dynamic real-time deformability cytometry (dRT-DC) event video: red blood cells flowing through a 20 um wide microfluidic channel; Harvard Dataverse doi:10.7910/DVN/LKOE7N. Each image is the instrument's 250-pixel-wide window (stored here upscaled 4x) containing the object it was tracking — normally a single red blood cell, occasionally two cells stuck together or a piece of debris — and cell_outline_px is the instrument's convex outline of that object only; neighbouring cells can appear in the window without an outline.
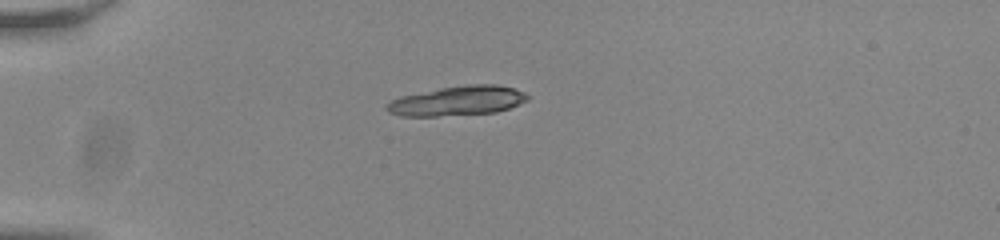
{"species": "common noctule bat (a hibernating species)", "species_latin": "Nyctalus noctula", "temperature_condition": "room temperature", "stored_images_in_passage": 40, "camera_frame_rate_fps": 3000, "um_per_image_px": 0.085, "animal": {"sex": "male", "body_mass_g": 20.0, "forearm_length_mm": 53.3}, "frame": {"image": 1, "passage_image": 1, "time_ms": 0.0, "image_size_px": [1000, 240], "cell_outline_px": [[528, 100], [508, 108], [496, 112], [436, 116], [400, 116], [388, 112], [384, 108], [392, 100], [400, 96], [440, 88], [468, 84], [496, 84], [512, 88], [524, 92], [528, 96]], "centroid_in_image_um": [38.86, 8.57], "position_along_channel_um": 46.1, "area_um2": 24.1}, "authors_computed_cell_mechanics": {"area_um2": 10.5196, "velocity_mm_per_s": 3.8101, "shape_relaxation_time_tau1_ms": 3.6802, "shape_relaxation_time_tau2_ms": null, "deformation_change_tau1": 0.0771, "deformation_change_tau2": null}}